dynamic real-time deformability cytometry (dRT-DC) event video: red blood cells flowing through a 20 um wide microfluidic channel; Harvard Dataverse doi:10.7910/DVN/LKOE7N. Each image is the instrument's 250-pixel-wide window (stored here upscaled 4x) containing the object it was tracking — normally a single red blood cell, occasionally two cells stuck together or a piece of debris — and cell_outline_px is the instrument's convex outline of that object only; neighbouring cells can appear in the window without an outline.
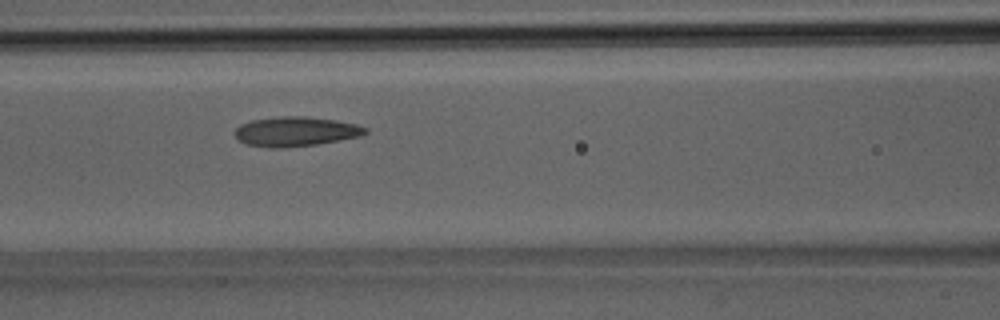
{"species": "Egyptian fruit bat (a non-hibernating species)", "species_latin": "Rousettus aegyptiacus", "temperature_condition": "room temperature", "stored_images_in_passage": 34, "camera_frame_rate_fps": 3000, "um_per_image_px": 0.085, "animal": {"sex": "male"}, "frame": {"image": 1, "passage_image": 15, "time_ms": 4.667, "image_size_px": [1000, 320], "cell_outline_px": [[368, 132], [364, 136], [316, 144], [284, 148], [268, 148], [248, 144], [236, 140], [236, 128], [240, 124], [252, 120], [280, 116], [304, 116], [336, 120], [356, 124], [368, 128]], "centroid_in_image_um": [25.16, 11.18], "position_along_channel_um": 141.4, "area_um2": 22.66}}